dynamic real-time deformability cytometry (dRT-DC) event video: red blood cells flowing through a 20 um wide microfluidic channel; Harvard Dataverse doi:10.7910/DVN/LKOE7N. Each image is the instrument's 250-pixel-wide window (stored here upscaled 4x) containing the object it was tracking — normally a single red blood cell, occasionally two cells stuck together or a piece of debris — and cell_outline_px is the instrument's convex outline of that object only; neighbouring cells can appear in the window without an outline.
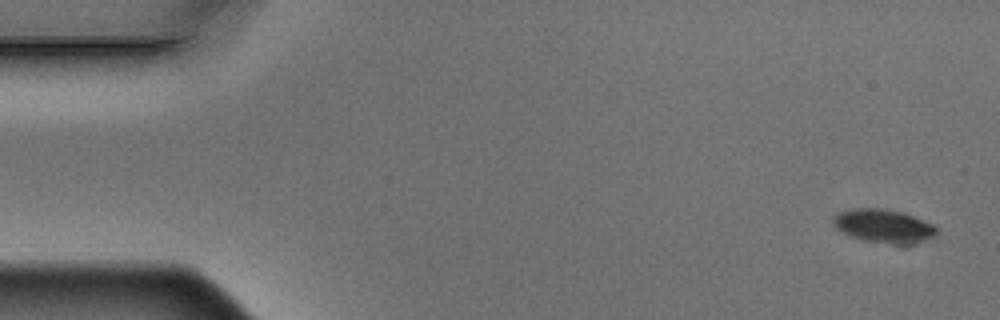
{"species": "Egyptian fruit bat (a non-hibernating species)", "species_latin": "Rousettus aegyptiacus", "temperature_condition": "warm", "stored_images_in_passage": 5, "camera_frame_rate_fps": 3000, "um_per_image_px": 0.085, "animal": {"sex": "male"}, "frame": {"image": 1, "passage_image": 1, "time_ms": 0.0, "image_size_px": [1000, 320], "cell_outline_px": [[936, 236], [928, 240], [912, 244], [888, 244], [864, 240], [848, 236], [836, 228], [832, 220], [840, 212], [856, 208], [876, 208], [904, 212], [932, 224], [936, 228]], "centroid_in_image_um": [75.13, 19.23], "position_along_channel_um": 9.9, "area_um2": 20.17}}
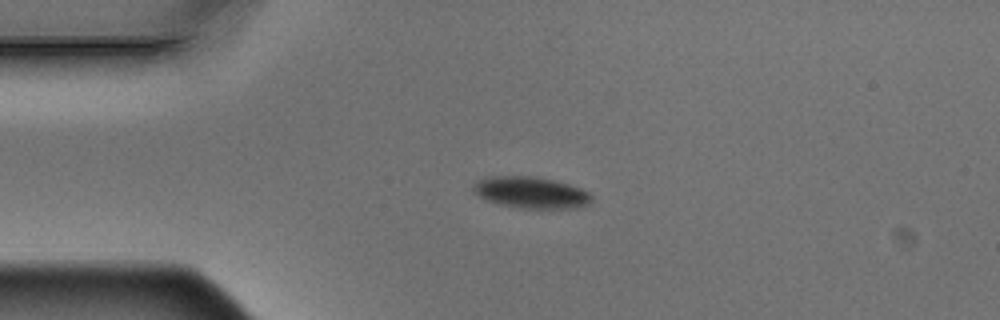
{"frame": {"image": 2, "passage_image": 4, "time_ms": 1.0, "image_size_px": [1000, 320], "cell_outline_px": [[592, 200], [588, 204], [580, 208], [520, 208], [500, 204], [488, 200], [472, 192], [472, 184], [480, 180], [492, 176], [536, 176], [568, 184], [580, 188], [588, 192], [592, 196]], "centroid_in_image_um": [45.14, 16.36], "position_along_channel_um": 39.9, "area_um2": 21.62}}